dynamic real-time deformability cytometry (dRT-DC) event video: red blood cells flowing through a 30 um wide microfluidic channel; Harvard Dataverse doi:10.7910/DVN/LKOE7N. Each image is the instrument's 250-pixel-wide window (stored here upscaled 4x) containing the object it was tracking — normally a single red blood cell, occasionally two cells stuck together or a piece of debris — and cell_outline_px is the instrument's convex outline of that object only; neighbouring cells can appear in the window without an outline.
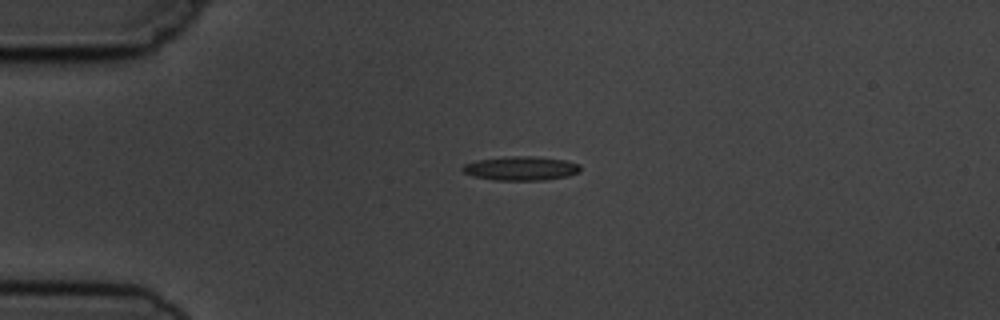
{"species": "common noctule bat (a hibernating species)", "species_latin": "Nyctalus noctula", "temperature_condition": "cold", "stored_images_in_passage": 4, "camera_frame_rate_fps": 3000, "um_per_image_px": 0.085, "animal": {"sex": "male", "body_mass_g": 19.5, "forearm_length_mm": 54.6}, "frame": {"image": 1, "passage_image": 3, "time_ms": 3.0, "image_size_px": [1000, 320], "cell_outline_px": [[580, 172], [568, 176], [544, 180], [492, 180], [472, 176], [464, 172], [460, 168], [464, 164], [476, 160], [512, 156], [532, 156], [564, 160], [580, 164]], "centroid_in_image_um": [44.26, 14.31], "position_along_channel_um": 40.7, "area_um2": 16.53}}